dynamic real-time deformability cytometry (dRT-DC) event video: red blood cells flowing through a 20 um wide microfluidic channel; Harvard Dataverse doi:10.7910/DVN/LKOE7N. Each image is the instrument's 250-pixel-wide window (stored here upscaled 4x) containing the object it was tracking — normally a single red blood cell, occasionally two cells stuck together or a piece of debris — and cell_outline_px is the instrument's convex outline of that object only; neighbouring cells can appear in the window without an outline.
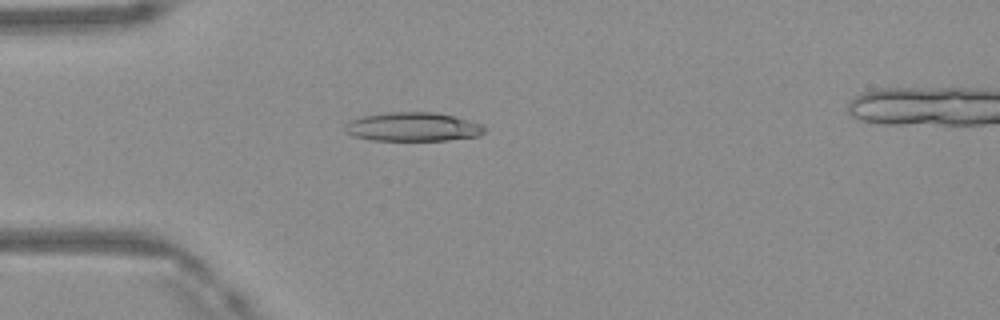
{"species": "Egyptian fruit bat (a non-hibernating species)", "species_latin": "Rousettus aegyptiacus", "temperature_condition": "warm", "stored_images_in_passage": 38, "segment_of_instrument_passage": [1, 2], "camera_frame_rate_fps": 3000, "um_per_image_px": 0.085, "frame": {"image": 1, "passage_image": 2, "time_ms": 0.333, "image_size_px": [1000, 320], "cell_outline_px": [[488, 128], [484, 132], [476, 136], [448, 140], [372, 140], [356, 136], [344, 132], [344, 124], [348, 120], [360, 116], [388, 112], [432, 112], [452, 116], [468, 120], [480, 124]], "centroid_in_image_um": [35.04, 10.77], "position_along_channel_um": 50.0, "area_um2": 23.47}}
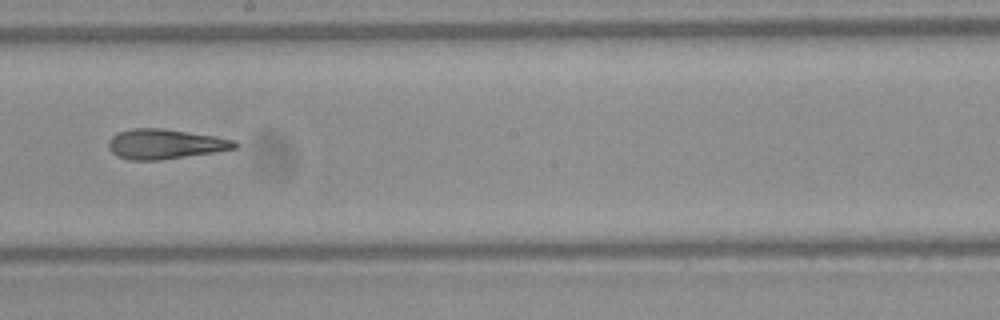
{"frame": {"image": 2, "passage_image": 16, "time_ms": 5.0, "image_size_px": [1000, 320], "cell_outline_px": [[240, 144], [236, 148], [216, 152], [160, 160], [132, 160], [116, 156], [108, 148], [108, 140], [112, 136], [120, 132], [132, 128], [164, 128], [216, 136], [236, 140]], "centroid_in_image_um": [14.06, 12.24], "position_along_channel_um": 234.1, "area_um2": 22.2}}
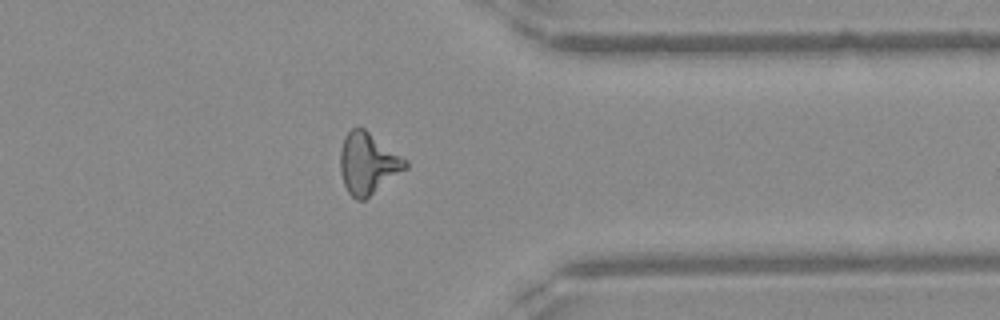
{"frame": {"image": 3, "passage_image": 27, "time_ms": 8.667, "image_size_px": [1000, 320], "cell_outline_px": [[408, 168], [364, 200], [356, 200], [348, 192], [344, 184], [340, 172], [340, 152], [344, 136], [352, 128], [364, 128], [408, 160]], "centroid_in_image_um": [31.28, 13.89], "position_along_channel_um": 380.1, "area_um2": 23.29}}